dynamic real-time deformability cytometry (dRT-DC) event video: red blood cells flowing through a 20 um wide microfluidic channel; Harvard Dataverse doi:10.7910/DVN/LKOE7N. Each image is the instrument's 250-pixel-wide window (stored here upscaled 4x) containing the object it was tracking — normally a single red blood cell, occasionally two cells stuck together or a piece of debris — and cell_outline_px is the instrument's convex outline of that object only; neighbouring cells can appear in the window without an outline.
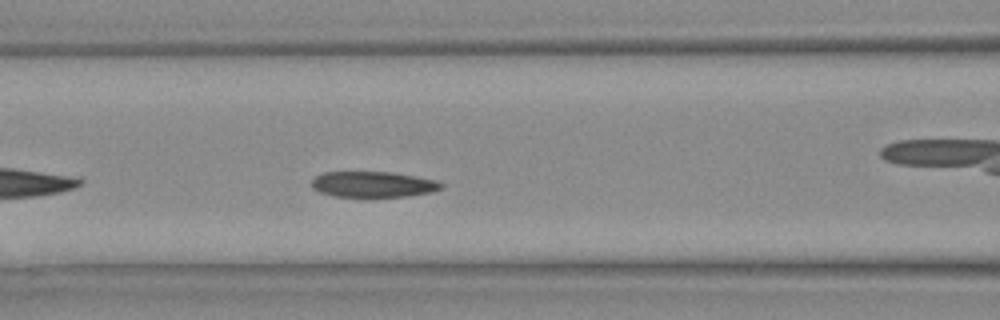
{"species": "Egyptian fruit bat (a non-hibernating species)", "species_latin": "Rousettus aegyptiacus", "temperature_condition": "warm", "stored_images_in_passage": 12, "camera_frame_rate_fps": 3000, "um_per_image_px": 0.085, "animal": {"sex": "female"}, "frame": {"image": 1, "passage_image": 9, "time_ms": 2.667, "image_size_px": [1000, 320], "cell_outline_px": [[444, 188], [432, 192], [408, 196], [332, 196], [320, 192], [312, 188], [312, 180], [316, 176], [324, 172], [392, 172], [416, 176], [436, 180], [444, 184]], "centroid_in_image_um": [31.75, 15.66], "position_along_channel_um": 134.9, "area_um2": 19.42}}